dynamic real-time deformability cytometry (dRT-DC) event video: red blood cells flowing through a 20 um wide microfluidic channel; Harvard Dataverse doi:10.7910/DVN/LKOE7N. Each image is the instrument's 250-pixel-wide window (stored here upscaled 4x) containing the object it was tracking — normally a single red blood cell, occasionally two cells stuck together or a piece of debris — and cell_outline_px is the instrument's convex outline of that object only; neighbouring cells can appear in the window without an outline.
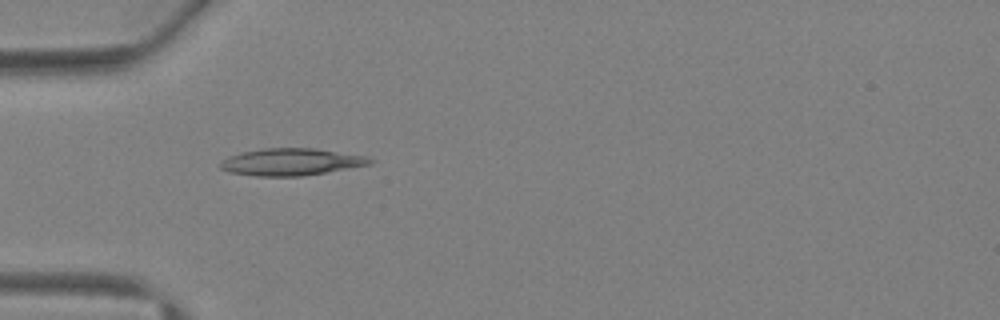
{"species": "Egyptian fruit bat (a non-hibernating species)", "species_latin": "Rousettus aegyptiacus", "temperature_condition": "warm", "stored_images_in_passage": 5, "camera_frame_rate_fps": 3000, "um_per_image_px": 0.085, "animal": {"sex": "female"}, "frame": {"image": 1, "passage_image": 4, "time_ms": 3.667, "image_size_px": [1000, 320], "cell_outline_px": [[376, 160], [372, 164], [328, 172], [304, 176], [256, 176], [228, 172], [220, 168], [220, 164], [228, 156], [244, 152], [264, 148], [316, 148], [364, 156]], "centroid_in_image_um": [24.78, 13.77], "position_along_channel_um": 60.2, "area_um2": 23.58}}
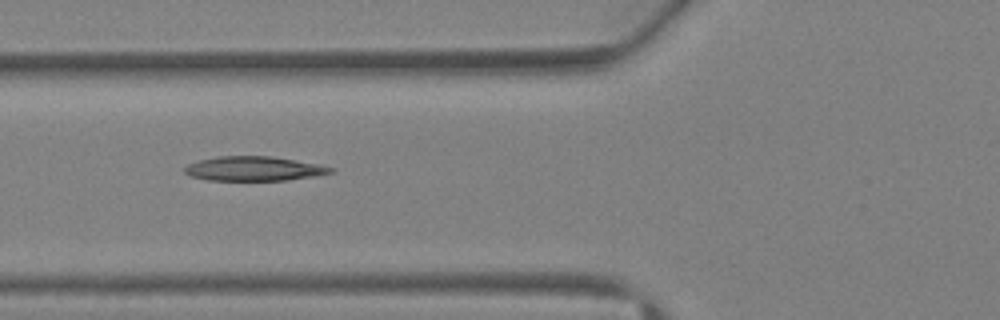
{"frame": {"image": 2, "passage_image": 5, "time_ms": 4.667, "image_size_px": [1000, 320], "cell_outline_px": [[336, 172], [316, 176], [288, 180], [208, 180], [192, 176], [184, 172], [184, 168], [188, 164], [200, 160], [216, 156], [272, 156], [320, 164], [336, 168]], "centroid_in_image_um": [21.66, 14.33], "position_along_channel_um": 104.1, "area_um2": 20.92}}